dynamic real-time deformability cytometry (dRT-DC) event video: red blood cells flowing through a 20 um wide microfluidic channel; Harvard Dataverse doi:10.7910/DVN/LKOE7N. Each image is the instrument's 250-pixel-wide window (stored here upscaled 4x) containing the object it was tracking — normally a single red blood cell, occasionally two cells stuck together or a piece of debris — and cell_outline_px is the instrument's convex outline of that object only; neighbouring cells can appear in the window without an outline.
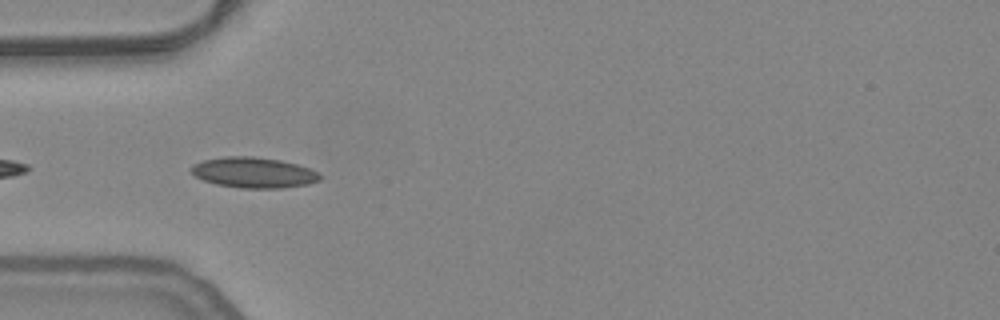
{"species": "common noctule bat (a hibernating species)", "species_latin": "Nyctalus noctula", "temperature_condition": "warm", "stored_images_in_passage": 5, "camera_frame_rate_fps": 3000, "um_per_image_px": 0.085, "animal": {"sex": "female", "body_mass_g": 24.6, "forearm_length_mm": 56.2}, "frame": {"image": 1, "passage_image": 2, "time_ms": 0.333, "image_size_px": [1000, 320], "cell_outline_px": [[324, 176], [320, 180], [308, 184], [284, 188], [240, 188], [216, 184], [204, 180], [196, 176], [188, 168], [192, 164], [204, 160], [224, 156], [252, 156], [280, 160], [296, 164], [308, 168]], "centroid_in_image_um": [21.55, 14.67], "position_along_channel_um": 63.4, "area_um2": 23.0}}